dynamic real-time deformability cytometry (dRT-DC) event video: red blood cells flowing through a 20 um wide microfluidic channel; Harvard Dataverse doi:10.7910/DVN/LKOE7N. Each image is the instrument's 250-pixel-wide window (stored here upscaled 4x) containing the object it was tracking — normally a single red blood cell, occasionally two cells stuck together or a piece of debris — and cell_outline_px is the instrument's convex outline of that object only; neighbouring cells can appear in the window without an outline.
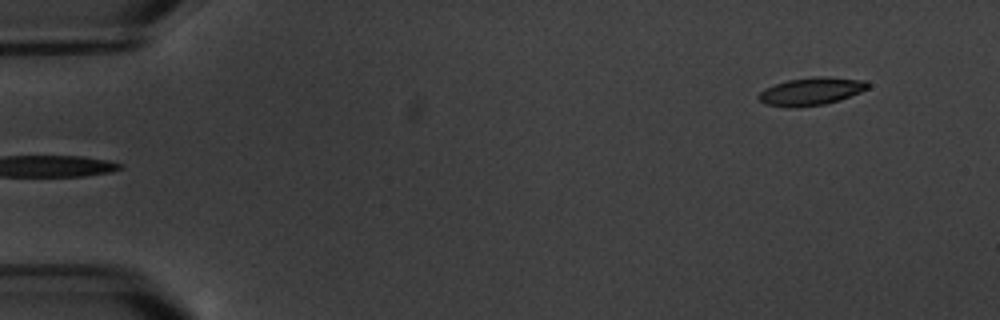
{"species": "common noctule bat (a hibernating species)", "species_latin": "Nyctalus noctula", "temperature_condition": "warm", "stored_images_in_passage": 6, "camera_frame_rate_fps": 3000, "um_per_image_px": 0.085, "animal": {"sex": "male", "body_mass_g": 20.1, "forearm_length_mm": 53.5}, "frame": {"image": 1, "passage_image": 6, "time_ms": 5.667, "image_size_px": [1000, 320], "cell_outline_px": [[868, 88], [860, 92], [840, 100], [824, 104], [796, 108], [788, 108], [764, 104], [756, 96], [760, 92], [776, 84], [788, 80], [812, 76], [828, 76], [864, 80], [868, 84]], "centroid_in_image_um": [68.94, 7.77], "position_along_channel_um": 16.1, "area_um2": 17.74}}